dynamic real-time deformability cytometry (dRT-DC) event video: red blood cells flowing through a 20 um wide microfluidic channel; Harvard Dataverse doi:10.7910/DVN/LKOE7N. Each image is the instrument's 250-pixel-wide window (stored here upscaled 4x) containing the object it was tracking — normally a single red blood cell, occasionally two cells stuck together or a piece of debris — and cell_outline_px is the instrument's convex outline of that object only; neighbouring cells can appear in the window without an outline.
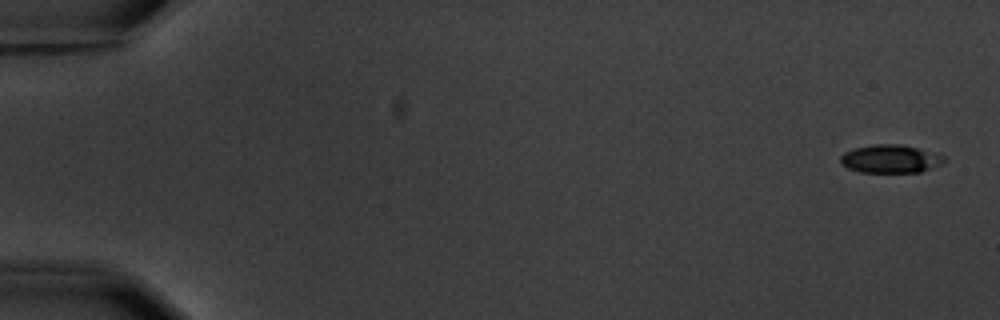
{"species": "common noctule bat (a hibernating species)", "species_latin": "Nyctalus noctula", "temperature_condition": "warm", "stored_images_in_passage": 15, "camera_frame_rate_fps": 3000, "um_per_image_px": 0.085, "animal": {"sex": "male", "body_mass_g": 20.1, "forearm_length_mm": 53.5}, "frame": {"image": 1, "passage_image": 1, "time_ms": 0.0, "image_size_px": [1000, 320], "cell_outline_px": [[948, 160], [932, 168], [920, 172], [860, 172], [848, 168], [840, 164], [840, 156], [844, 152], [856, 148], [876, 144], [900, 144], [932, 152], [944, 156]], "centroid_in_image_um": [75.68, 13.51], "position_along_channel_um": 9.3, "area_um2": 16.94}}
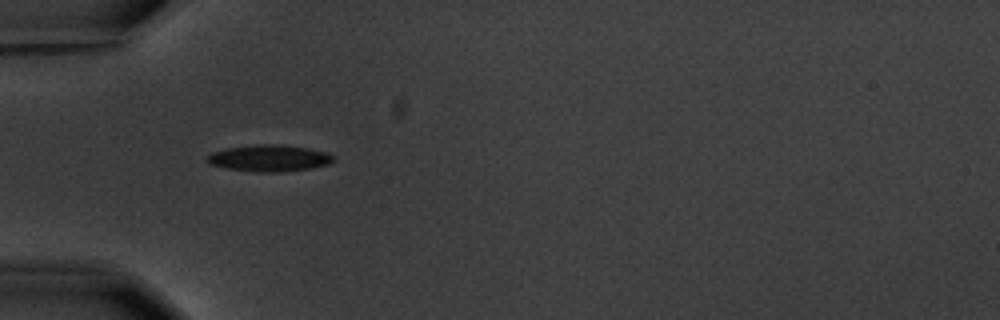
{"frame": {"image": 2, "passage_image": 5, "time_ms": 5.667, "image_size_px": [1000, 320], "cell_outline_px": [[336, 160], [328, 164], [308, 168], [280, 172], [260, 172], [228, 168], [208, 164], [204, 160], [212, 152], [224, 148], [260, 144], [276, 144], [308, 148], [328, 152]], "centroid_in_image_um": [22.86, 13.43], "position_along_channel_um": 62.1, "area_um2": 19.48}}
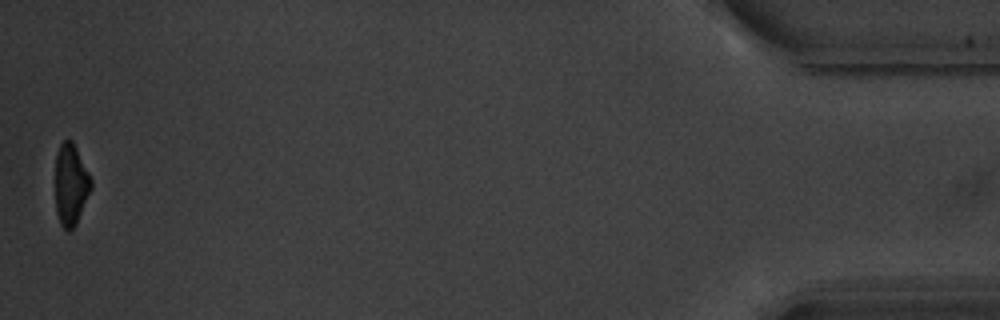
{"frame": {"image": 3, "passage_image": 15, "time_ms": 18.333, "image_size_px": [1000, 320], "cell_outline_px": [[92, 188], [76, 224], [68, 232], [60, 224], [56, 212], [56, 156], [60, 144], [64, 140], [72, 140], [92, 180]], "centroid_in_image_um": [6.02, 15.71], "position_along_channel_um": 429.2, "area_um2": 16.82}, "authors_computed_cell_mechanics": {"area_um2": 18.785, "velocity_mm_per_s": 3.5995, "shape_relaxation_time_tau1_ms": 2.3598, "shape_relaxation_time_tau2_ms": null, "deformation_change_tau1": 0.1305, "deformation_change_tau2": null}}